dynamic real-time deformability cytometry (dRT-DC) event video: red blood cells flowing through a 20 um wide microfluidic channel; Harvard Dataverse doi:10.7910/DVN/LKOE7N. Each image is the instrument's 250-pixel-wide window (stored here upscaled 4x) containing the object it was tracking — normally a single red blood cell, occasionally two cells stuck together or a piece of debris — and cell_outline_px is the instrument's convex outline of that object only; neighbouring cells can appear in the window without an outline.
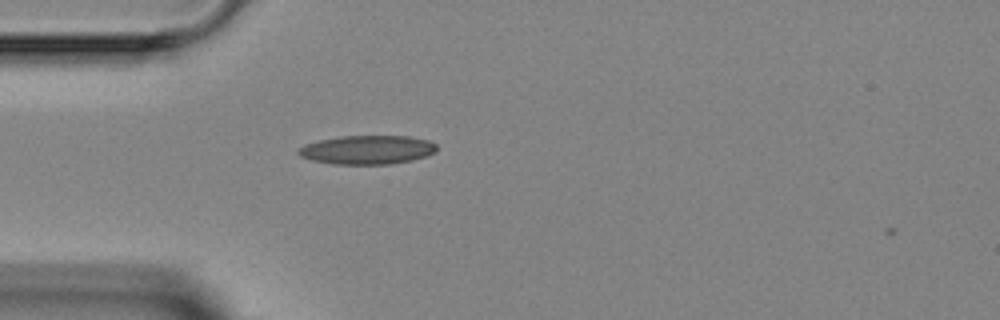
{"species": "Egyptian fruit bat (a non-hibernating species)", "species_latin": "Rousettus aegyptiacus", "temperature_condition": "room temperature", "stored_images_in_passage": 1, "camera_frame_rate_fps": 3000, "um_per_image_px": 0.085, "animal": {"sex": "female"}, "frame": {"image": 1, "passage_image": 1, "time_ms": 0.0, "image_size_px": [1000, 320], "cell_outline_px": [[436, 152], [412, 160], [392, 164], [332, 164], [312, 160], [300, 156], [296, 152], [304, 144], [320, 140], [340, 136], [408, 136], [428, 140], [436, 144]], "centroid_in_image_um": [31.21, 12.73], "position_along_channel_um": 53.8, "area_um2": 23.24}}